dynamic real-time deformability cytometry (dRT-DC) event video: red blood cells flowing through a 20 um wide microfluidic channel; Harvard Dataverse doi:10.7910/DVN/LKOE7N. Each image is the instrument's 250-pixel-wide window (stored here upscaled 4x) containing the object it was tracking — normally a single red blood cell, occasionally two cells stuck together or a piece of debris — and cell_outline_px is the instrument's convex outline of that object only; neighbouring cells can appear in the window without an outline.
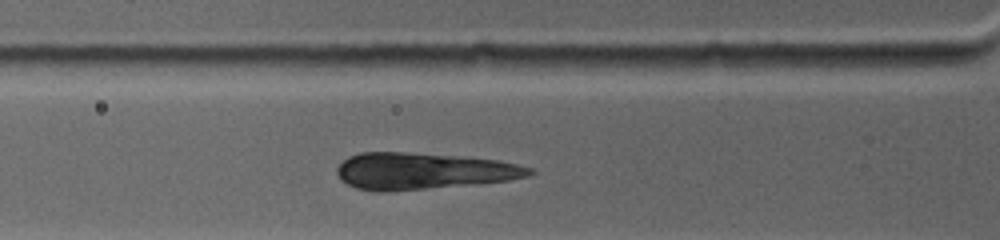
{"species": "common noctule bat (a hibernating species)", "species_latin": "Nyctalus noctula", "temperature_condition": "warm", "stored_images_in_passage": 3, "camera_frame_rate_fps": 4500, "um_per_image_px": 0.085, "animal": {"sex": "female", "body_mass_g": 19.0, "forearm_length_mm": 53.3}, "frame": {"image": 1, "passage_image": 3, "time_ms": 0.444, "image_size_px": [1000, 240], "cell_outline_px": [[904, 64], [892, 72], [792, 72], [792, 68], [812, 56], [892, 56]], "centroid_in_image_um": [72.13, 5.47], "position_along_channel_um": 53.7, "area_um2": 11.39}}